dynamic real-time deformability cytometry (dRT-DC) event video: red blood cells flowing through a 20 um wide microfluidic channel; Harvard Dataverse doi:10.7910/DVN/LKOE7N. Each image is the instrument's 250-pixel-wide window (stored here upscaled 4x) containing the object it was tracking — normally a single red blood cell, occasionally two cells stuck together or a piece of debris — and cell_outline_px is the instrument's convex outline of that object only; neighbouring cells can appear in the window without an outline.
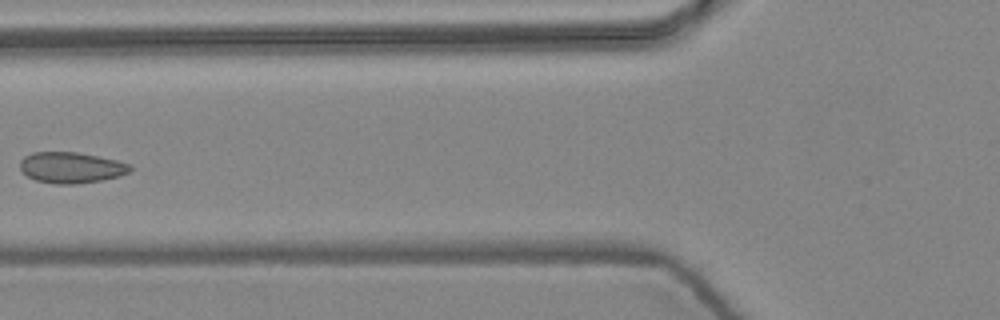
{"species": "common noctule bat (a hibernating species)", "species_latin": "Nyctalus noctula", "temperature_condition": "warm", "stored_images_in_passage": 6, "camera_frame_rate_fps": 3000, "um_per_image_px": 0.085, "animal": {"sex": "female", "body_mass_g": 24.6, "forearm_length_mm": 56.2}, "frame": {"image": 1, "passage_image": 5, "time_ms": 1.333, "image_size_px": [1000, 320], "cell_outline_px": [[132, 168], [128, 172], [120, 176], [100, 180], [76, 184], [56, 184], [36, 180], [28, 176], [20, 168], [20, 160], [24, 156], [32, 152], [76, 152], [116, 160], [132, 164]], "centroid_in_image_um": [6.05, 14.24], "position_along_channel_um": 119.8, "area_um2": 19.77}}
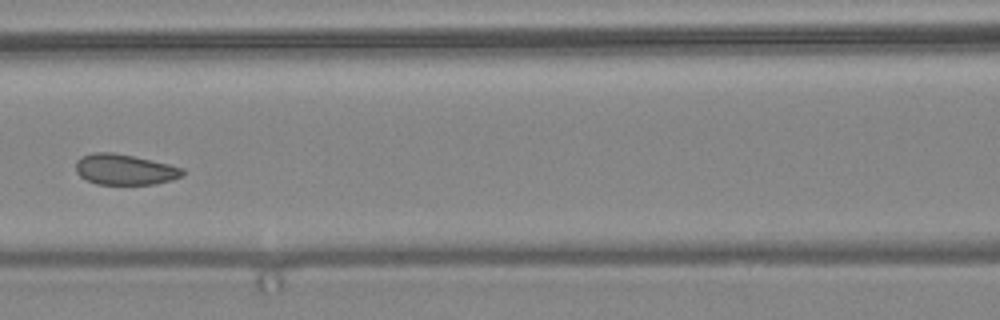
{"frame": {"image": 2, "passage_image": 6, "time_ms": 1.667, "image_size_px": [1000, 320], "cell_outline_px": [[184, 172], [180, 176], [172, 180], [156, 184], [96, 184], [80, 176], [76, 172], [76, 160], [80, 156], [92, 152], [112, 152], [132, 156], [168, 164], [184, 168]], "centroid_in_image_um": [10.57, 14.4], "position_along_channel_um": 156.0, "area_um2": 19.02}}